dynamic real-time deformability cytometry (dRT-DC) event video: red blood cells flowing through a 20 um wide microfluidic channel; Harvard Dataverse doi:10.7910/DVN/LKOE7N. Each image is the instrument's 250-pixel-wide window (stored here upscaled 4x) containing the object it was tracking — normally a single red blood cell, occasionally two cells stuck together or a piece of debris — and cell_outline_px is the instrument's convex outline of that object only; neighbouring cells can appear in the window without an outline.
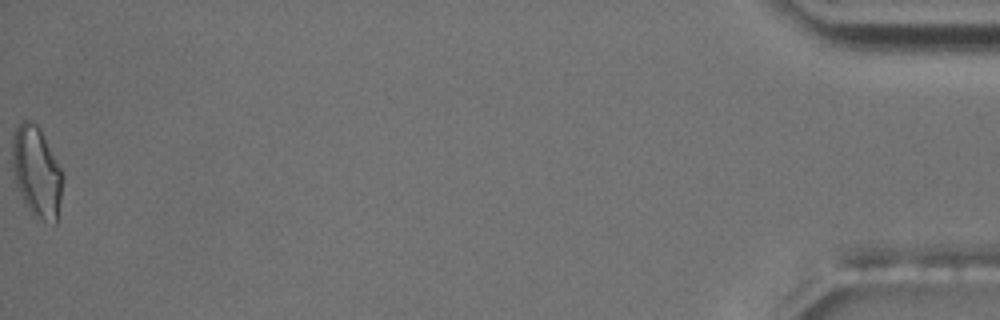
{"species": "common noctule bat (a hibernating species)", "species_latin": "Nyctalus noctula", "temperature_condition": "room temperature", "stored_images_in_passage": 55, "camera_frame_rate_fps": 3000, "um_per_image_px": 0.085, "animal": {"sex": "male", "body_mass_g": 17.5, "forearm_length_mm": 52.3}, "frame": {"image": 1, "passage_image": 55, "time_ms": 18.0, "image_size_px": [1000, 320], "cell_outline_px": [[64, 176], [56, 224], [32, 216], [16, 184], [12, 164], [12, 132], [16, 124], [24, 120], [32, 120], [40, 128]], "centroid_in_image_um": [3.1, 14.56], "position_along_channel_um": 432.1, "area_um2": 26.65}, "authors_computed_cell_mechanics": {"area_um2": 20.4034, "velocity_mm_per_s": 3.6911, "shape_relaxation_time_tau1_ms": 9.1118, "shape_relaxation_time_tau2_ms": 1.7513, "deformation_change_tau1": 0.2007, "deformation_change_tau2": 0.0858}}